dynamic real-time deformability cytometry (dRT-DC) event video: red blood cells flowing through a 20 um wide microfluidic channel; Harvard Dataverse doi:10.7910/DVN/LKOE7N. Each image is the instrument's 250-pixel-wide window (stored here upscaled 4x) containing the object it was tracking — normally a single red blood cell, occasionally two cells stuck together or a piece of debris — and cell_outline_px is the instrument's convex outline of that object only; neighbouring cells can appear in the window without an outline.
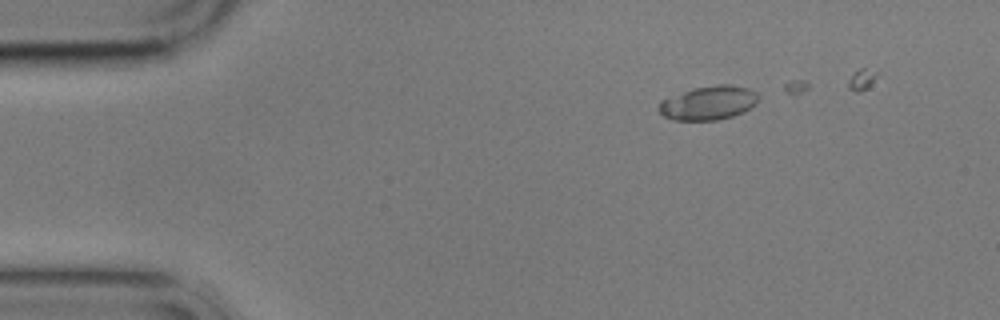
{"species": "common noctule bat (a hibernating species)", "species_latin": "Nyctalus noctula", "temperature_condition": "cold", "stored_images_in_passage": 6, "camera_frame_rate_fps": 3000, "um_per_image_px": 0.085, "animal": {"sex": "male", "body_mass_g": 17.9}, "frame": {"image": 1, "passage_image": 1, "time_ms": 0.0, "image_size_px": [1000, 320], "cell_outline_px": [[760, 96], [744, 112], [732, 116], [716, 120], [676, 120], [664, 116], [656, 108], [660, 100], [696, 88], [720, 84], [732, 84], [748, 88], [756, 92]], "centroid_in_image_um": [60.2, 8.75], "position_along_channel_um": 24.8, "area_um2": 19.42}}